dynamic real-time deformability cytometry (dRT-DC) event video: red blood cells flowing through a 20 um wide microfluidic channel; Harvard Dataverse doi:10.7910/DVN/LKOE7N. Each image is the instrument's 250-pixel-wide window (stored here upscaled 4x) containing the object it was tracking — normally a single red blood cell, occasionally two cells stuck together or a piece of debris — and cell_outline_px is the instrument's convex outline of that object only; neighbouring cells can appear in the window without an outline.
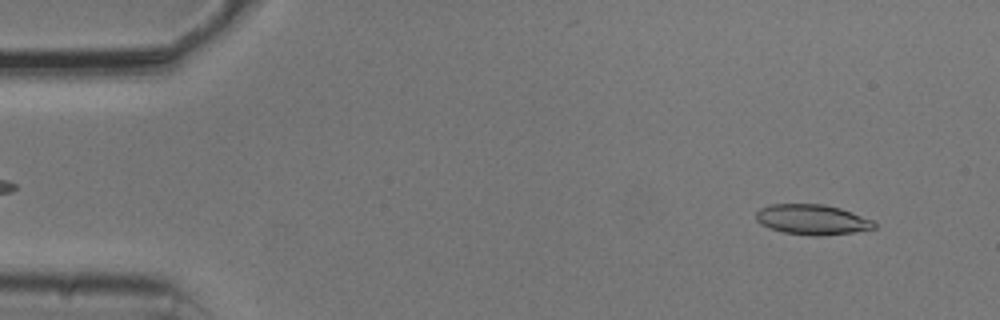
{"species": "common noctule bat (a hibernating species)", "species_latin": "Nyctalus noctula", "temperature_condition": "cold", "stored_images_in_passage": 51, "camera_frame_rate_fps": 3000, "um_per_image_px": 0.085, "animal": {"sex": "male", "body_mass_g": 20.5, "forearm_length_mm": 52.5}, "frame": {"image": 1, "passage_image": 4, "time_ms": 1.0, "image_size_px": [1000, 320], "cell_outline_px": [[876, 228], [852, 232], [820, 236], [816, 236], [784, 232], [760, 224], [756, 220], [756, 212], [760, 208], [772, 204], [824, 204], [840, 208], [872, 220], [876, 224]], "centroid_in_image_um": [69.02, 18.65], "position_along_channel_um": 16.0, "area_um2": 20.58}}
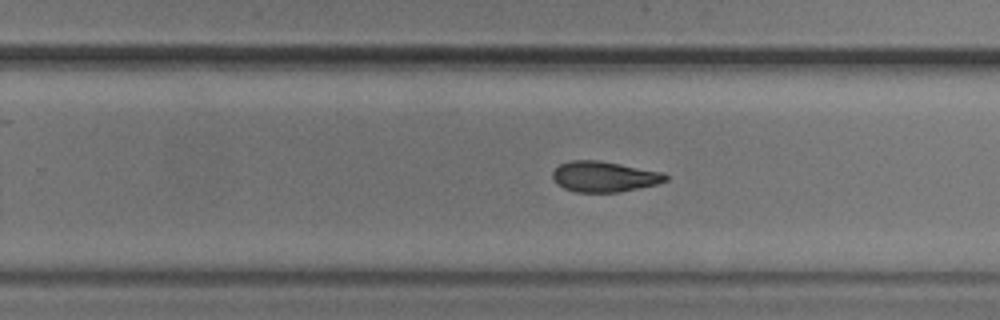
{"frame": {"image": 2, "passage_image": 33, "time_ms": 10.667, "image_size_px": [1000, 320], "cell_outline_px": [[668, 180], [656, 184], [620, 192], [576, 192], [564, 188], [556, 184], [552, 176], [552, 172], [560, 164], [568, 160], [596, 160], [620, 164], [664, 172], [668, 176]], "centroid_in_image_um": [51.34, 15.01], "position_along_channel_um": 278.5, "area_um2": 20.17}}
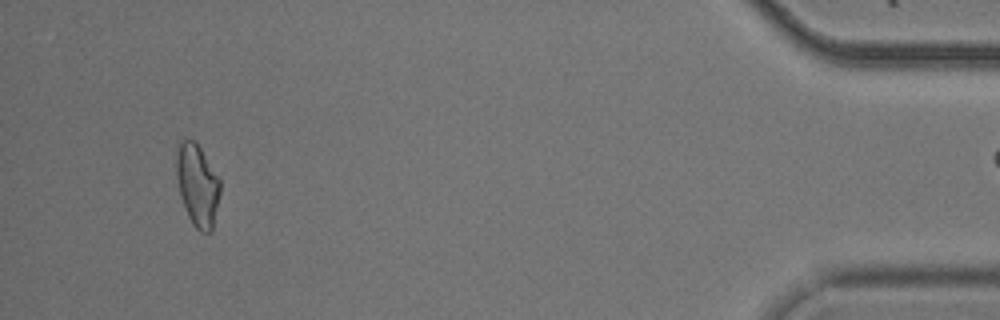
{"frame": {"image": 3, "passage_image": 50, "time_ms": 16.333, "image_size_px": [1000, 320], "cell_outline_px": [[220, 192], [212, 232], [200, 232], [192, 224], [188, 216], [180, 196], [176, 176], [176, 152], [180, 140], [196, 140], [220, 180]], "centroid_in_image_um": [16.77, 15.73], "position_along_channel_um": 418.4, "area_um2": 21.04}}